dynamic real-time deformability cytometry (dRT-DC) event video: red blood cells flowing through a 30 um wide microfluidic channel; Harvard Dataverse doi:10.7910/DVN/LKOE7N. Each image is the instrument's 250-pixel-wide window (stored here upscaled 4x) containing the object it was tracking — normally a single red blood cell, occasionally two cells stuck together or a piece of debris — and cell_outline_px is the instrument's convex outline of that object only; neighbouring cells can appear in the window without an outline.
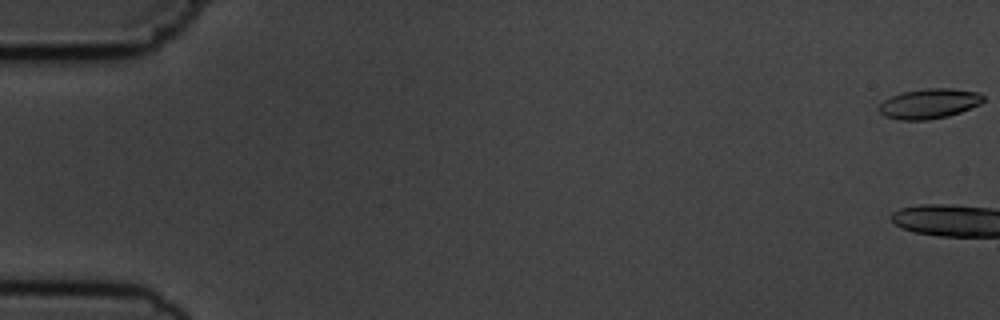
{"species": "common noctule bat (a hibernating species)", "species_latin": "Nyctalus noctula", "temperature_condition": "cold", "stored_images_in_passage": 8, "segment_of_instrument_passage": [1, 2], "camera_frame_rate_fps": 3000, "um_per_image_px": 0.085, "animal": {"sex": "male", "body_mass_g": 19.5, "forearm_length_mm": 54.6}, "frame": {"image": 1, "passage_image": 1, "time_ms": 0.0, "image_size_px": [1000, 320], "cell_outline_px": [[984, 100], [980, 104], [960, 112], [948, 116], [928, 120], [900, 120], [884, 116], [876, 108], [884, 100], [892, 96], [904, 92], [924, 88], [952, 88], [980, 92], [984, 96]], "centroid_in_image_um": [78.99, 8.8], "position_along_channel_um": 6.0, "area_um2": 18.32}}
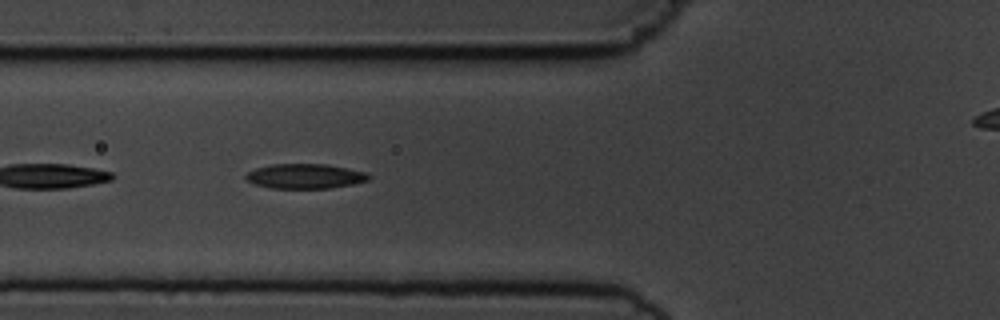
{"frame": {"image": 2, "passage_image": 7, "time_ms": 7.667, "image_size_px": [1000, 320], "cell_outline_px": [[372, 176], [368, 180], [352, 184], [328, 188], [268, 188], [252, 184], [244, 180], [244, 176], [248, 172], [256, 168], [272, 164], [328, 164], [368, 172]], "centroid_in_image_um": [25.91, 14.97], "position_along_channel_um": 99.9, "area_um2": 17.98}}